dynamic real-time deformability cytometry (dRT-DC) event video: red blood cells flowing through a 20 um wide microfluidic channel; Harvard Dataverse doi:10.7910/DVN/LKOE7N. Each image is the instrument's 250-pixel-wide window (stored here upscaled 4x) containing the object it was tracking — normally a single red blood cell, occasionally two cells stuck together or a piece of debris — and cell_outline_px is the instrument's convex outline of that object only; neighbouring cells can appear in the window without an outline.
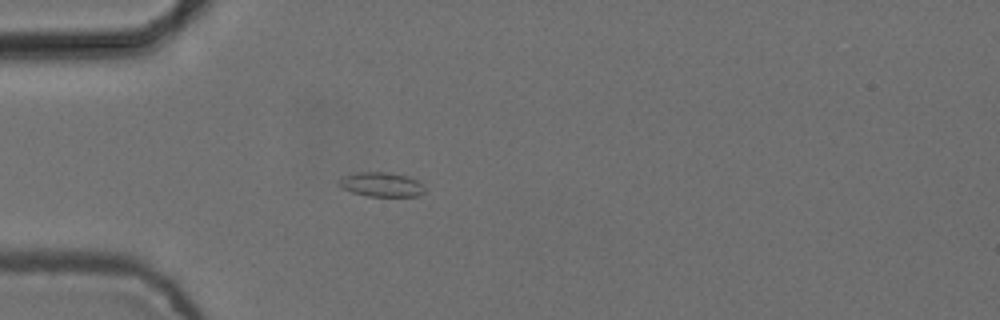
{"species": "common noctule bat (a hibernating species)", "species_latin": "Nyctalus noctula", "temperature_condition": "cold", "stored_images_in_passage": 2, "camera_frame_rate_fps": 3000, "um_per_image_px": 0.085, "animal": {"sex": "female", "body_mass_g": 24.6, "forearm_length_mm": 56.2}, "frame": {"image": 1, "passage_image": 1, "time_ms": 0.0, "image_size_px": [1000, 320], "cell_outline_px": [[424, 192], [416, 196], [368, 196], [352, 192], [344, 188], [340, 184], [340, 180], [344, 176], [356, 172], [388, 172], [404, 176], [416, 180], [424, 188]], "centroid_in_image_um": [32.41, 15.68], "position_along_channel_um": 52.6, "area_um2": 11.79}}